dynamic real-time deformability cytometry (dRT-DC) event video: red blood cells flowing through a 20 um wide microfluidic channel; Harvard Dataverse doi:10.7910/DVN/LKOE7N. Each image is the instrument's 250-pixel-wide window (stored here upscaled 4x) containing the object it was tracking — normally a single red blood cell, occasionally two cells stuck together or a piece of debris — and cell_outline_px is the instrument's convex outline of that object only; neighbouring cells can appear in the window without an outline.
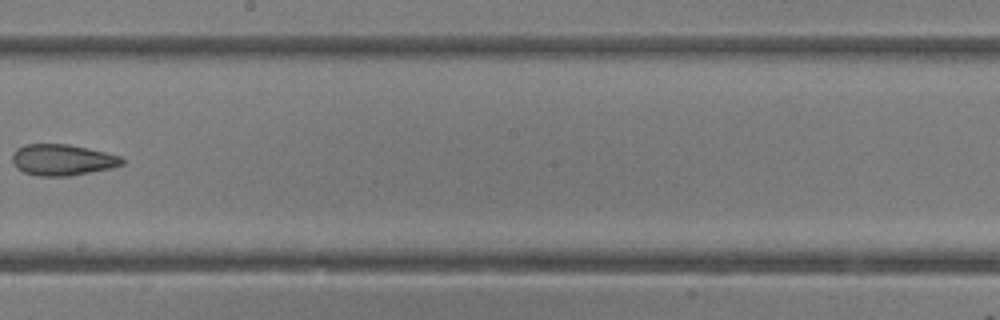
{"species": "common noctule bat (a hibernating species)", "species_latin": "Nyctalus noctula", "temperature_condition": "room temperature", "stored_images_in_passage": 30, "camera_frame_rate_fps": 3000, "um_per_image_px": 0.085, "animal": {"sex": "female"}, "frame": {"image": 1, "passage_image": 18, "time_ms": 5.667, "image_size_px": [1000, 320], "cell_outline_px": [[124, 164], [112, 168], [68, 176], [36, 176], [24, 172], [16, 168], [12, 160], [12, 152], [16, 148], [24, 144], [68, 144], [104, 152], [120, 156], [124, 160]], "centroid_in_image_um": [5.26, 13.59], "position_along_channel_um": 242.9, "area_um2": 20.0}}